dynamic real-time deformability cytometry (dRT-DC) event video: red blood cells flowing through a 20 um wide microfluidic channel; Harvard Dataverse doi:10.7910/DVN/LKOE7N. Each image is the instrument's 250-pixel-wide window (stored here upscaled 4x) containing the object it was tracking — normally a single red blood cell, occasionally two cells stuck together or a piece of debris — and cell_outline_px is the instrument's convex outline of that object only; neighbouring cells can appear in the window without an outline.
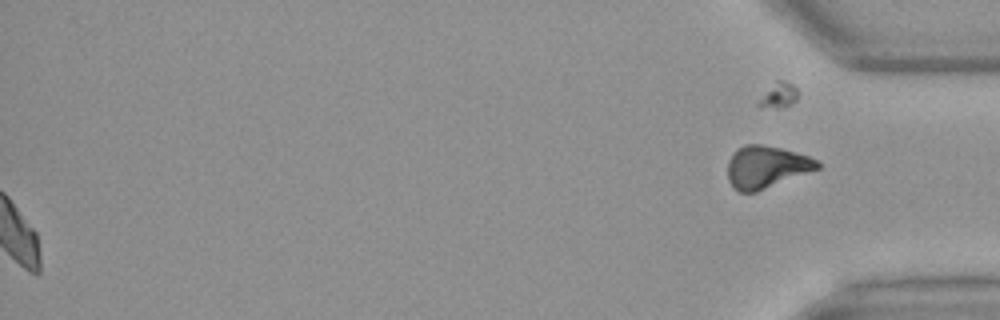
{"species": "Egyptian fruit bat (a non-hibernating species)", "species_latin": "Rousettus aegyptiacus", "temperature_condition": "warm", "stored_images_in_passage": 50, "camera_frame_rate_fps": 3000, "um_per_image_px": 0.085, "animal": {"sex": "female"}, "frame": {"image": 1, "passage_image": 50, "time_ms": 16.333, "image_size_px": [1000, 320], "cell_outline_px": [[820, 168], [756, 192], [740, 192], [728, 180], [728, 160], [736, 148], [744, 144], [760, 144], [780, 148], [808, 156], [816, 160], [820, 164]], "centroid_in_image_um": [65.11, 14.18], "position_along_channel_um": 370.1, "area_um2": 21.91}, "authors_computed_cell_mechanics": {"area_um2": 20.5768, "velocity_mm_per_s": 4.0948, "shape_relaxation_time_tau1_ms": 7.6004, "shape_relaxation_time_tau2_ms": 3.6168, "deformation_change_tau1": 0.1597, "deformation_change_tau2": 0.0812}}